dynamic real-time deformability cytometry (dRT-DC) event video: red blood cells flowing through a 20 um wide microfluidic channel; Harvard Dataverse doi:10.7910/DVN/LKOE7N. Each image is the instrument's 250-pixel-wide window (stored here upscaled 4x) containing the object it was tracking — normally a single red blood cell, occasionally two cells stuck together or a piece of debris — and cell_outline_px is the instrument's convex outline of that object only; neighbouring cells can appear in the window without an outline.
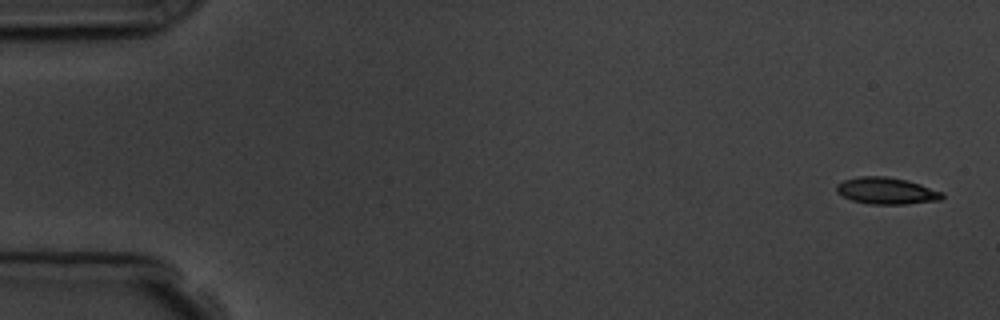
{"species": "common noctule bat (a hibernating species)", "species_latin": "Nyctalus noctula", "temperature_condition": "room temperature", "stored_images_in_passage": 4, "camera_frame_rate_fps": 3000, "um_per_image_px": 0.085, "animal": {"sex": "male", "body_mass_g": 19.5, "forearm_length_mm": 54.6}, "frame": {"image": 1, "passage_image": 1, "time_ms": 0.0, "image_size_px": [1000, 320], "cell_outline_px": [[944, 196], [940, 200], [908, 204], [868, 204], [852, 200], [836, 192], [836, 184], [844, 180], [856, 176], [884, 176], [908, 180], [944, 192]], "centroid_in_image_um": [75.35, 16.21], "position_along_channel_um": 9.6, "area_um2": 16.59}}